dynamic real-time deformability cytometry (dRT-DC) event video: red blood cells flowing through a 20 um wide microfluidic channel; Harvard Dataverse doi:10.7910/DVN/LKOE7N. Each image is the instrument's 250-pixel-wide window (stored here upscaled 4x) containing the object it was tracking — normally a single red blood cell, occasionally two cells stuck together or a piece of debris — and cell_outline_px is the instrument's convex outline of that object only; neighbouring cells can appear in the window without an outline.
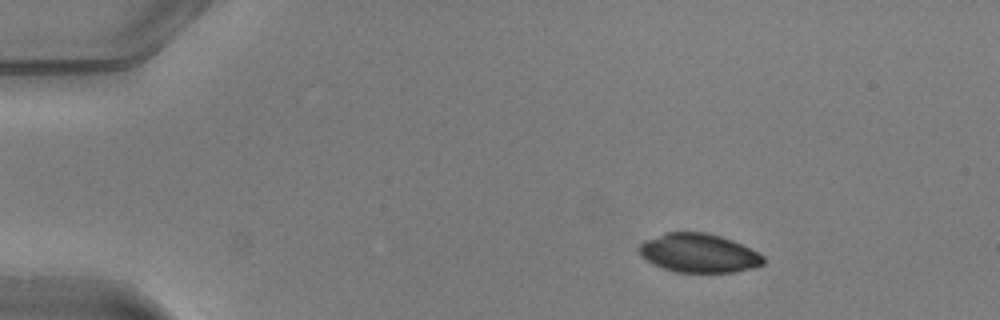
{"species": "common noctule bat (a hibernating species)", "species_latin": "Nyctalus noctula", "temperature_condition": "warm", "stored_images_in_passage": 44, "camera_frame_rate_fps": 3000, "um_per_image_px": 0.085, "animal": {"sex": "male", "body_mass_g": 20.5, "forearm_length_mm": 52.5}, "frame": {"image": 1, "passage_image": 1, "time_ms": 0.0, "image_size_px": [1000, 320], "cell_outline_px": [[764, 264], [756, 268], [736, 272], [676, 272], [664, 268], [640, 256], [636, 248], [644, 240], [664, 232], [708, 232], [732, 240], [764, 256]], "centroid_in_image_um": [59.38, 21.51], "position_along_channel_um": 25.6, "area_um2": 28.21}}
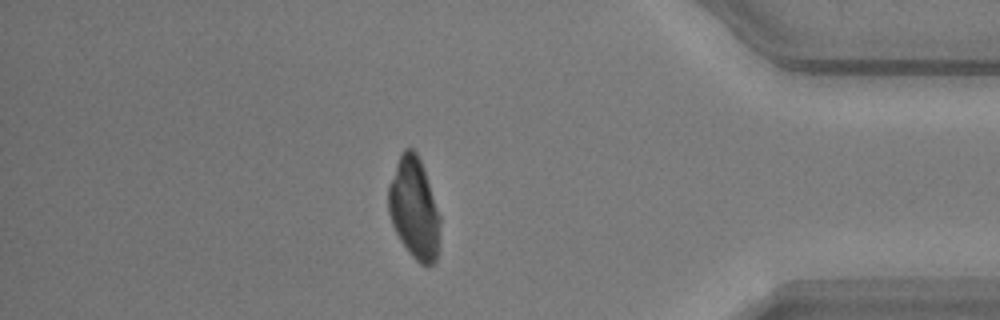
{"frame": {"image": 2, "passage_image": 37, "time_ms": 12.0, "image_size_px": [1000, 320], "cell_outline_px": [[440, 240], [436, 260], [432, 264], [420, 264], [408, 252], [400, 240], [392, 224], [388, 212], [388, 184], [400, 152], [404, 148], [412, 148], [416, 152], [420, 160], [440, 216]], "centroid_in_image_um": [35.18, 17.72], "position_along_channel_um": 400.0, "area_um2": 30.52}}
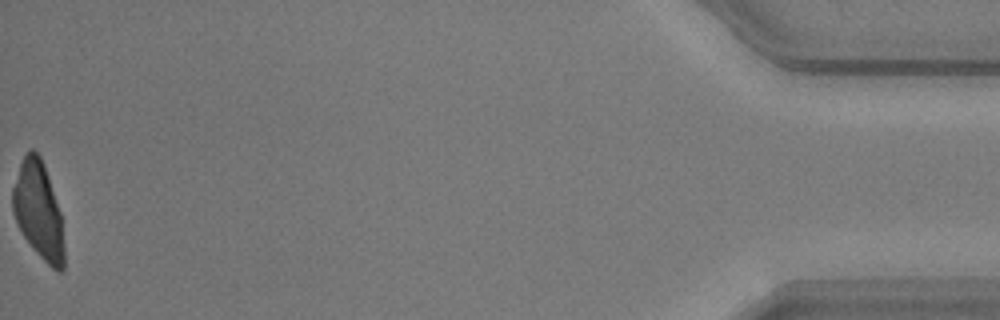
{"frame": {"image": 3, "passage_image": 44, "time_ms": 14.333, "image_size_px": [1000, 320], "cell_outline_px": [[64, 268], [60, 272], [56, 272], [36, 252], [24, 236], [12, 212], [12, 188], [20, 164], [24, 156], [32, 148], [40, 156], [44, 164], [60, 212], [64, 244]], "centroid_in_image_um": [3.27, 17.91], "position_along_channel_um": 431.9, "area_um2": 28.78}}